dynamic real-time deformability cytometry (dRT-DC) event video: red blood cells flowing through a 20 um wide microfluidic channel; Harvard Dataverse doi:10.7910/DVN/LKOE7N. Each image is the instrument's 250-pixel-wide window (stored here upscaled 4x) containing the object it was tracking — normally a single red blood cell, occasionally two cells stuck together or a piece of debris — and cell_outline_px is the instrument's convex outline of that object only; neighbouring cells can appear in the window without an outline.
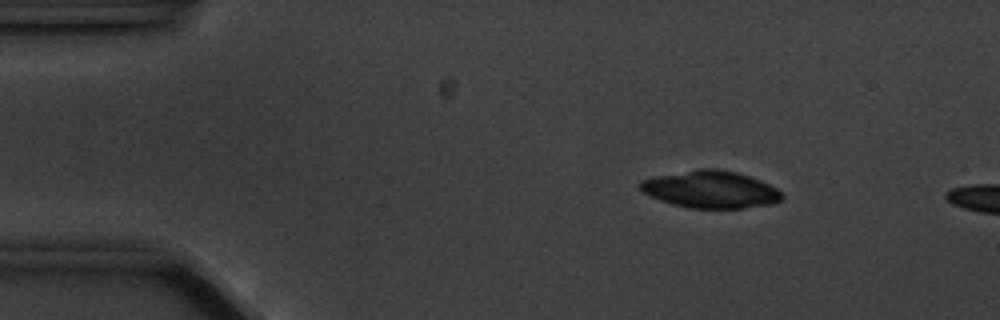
{"species": "common noctule bat (a hibernating species)", "species_latin": "Nyctalus noctula", "temperature_condition": "cold", "stored_images_in_passage": 47, "camera_frame_rate_fps": 3000, "um_per_image_px": 0.085, "animal": {"sex": "male", "body_mass_g": 20.1, "forearm_length_mm": 53.5}, "frame": {"image": 1, "passage_image": 1, "time_ms": 0.0, "image_size_px": [1000, 320], "cell_outline_px": [[784, 196], [780, 200], [772, 204], [744, 208], [688, 208], [672, 204], [660, 200], [644, 192], [640, 188], [640, 180], [656, 176], [700, 168], [716, 168], [736, 172], [760, 180], [776, 188]], "centroid_in_image_um": [60.41, 16.1], "position_along_channel_um": 24.6, "area_um2": 30.58}}